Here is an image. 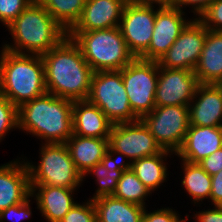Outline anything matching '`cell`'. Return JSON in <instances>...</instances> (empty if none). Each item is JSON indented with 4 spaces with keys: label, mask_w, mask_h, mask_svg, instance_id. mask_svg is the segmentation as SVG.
<instances>
[{
    "label": "cell",
    "mask_w": 222,
    "mask_h": 222,
    "mask_svg": "<svg viewBox=\"0 0 222 222\" xmlns=\"http://www.w3.org/2000/svg\"><path fill=\"white\" fill-rule=\"evenodd\" d=\"M65 144L76 169L83 176L92 166L101 162L107 153L109 140L72 134Z\"/></svg>",
    "instance_id": "23"
},
{
    "label": "cell",
    "mask_w": 222,
    "mask_h": 222,
    "mask_svg": "<svg viewBox=\"0 0 222 222\" xmlns=\"http://www.w3.org/2000/svg\"><path fill=\"white\" fill-rule=\"evenodd\" d=\"M173 154L175 155V153L163 149L160 153L153 156L134 160L131 164V170L145 187L151 193H154L158 191L160 186H163L164 182L168 181V167L170 166H167V157H174Z\"/></svg>",
    "instance_id": "24"
},
{
    "label": "cell",
    "mask_w": 222,
    "mask_h": 222,
    "mask_svg": "<svg viewBox=\"0 0 222 222\" xmlns=\"http://www.w3.org/2000/svg\"><path fill=\"white\" fill-rule=\"evenodd\" d=\"M156 19V6L125 4L119 29L129 51L139 58L149 47Z\"/></svg>",
    "instance_id": "11"
},
{
    "label": "cell",
    "mask_w": 222,
    "mask_h": 222,
    "mask_svg": "<svg viewBox=\"0 0 222 222\" xmlns=\"http://www.w3.org/2000/svg\"><path fill=\"white\" fill-rule=\"evenodd\" d=\"M47 93L71 101L87 100L93 69L68 36L42 56Z\"/></svg>",
    "instance_id": "1"
},
{
    "label": "cell",
    "mask_w": 222,
    "mask_h": 222,
    "mask_svg": "<svg viewBox=\"0 0 222 222\" xmlns=\"http://www.w3.org/2000/svg\"><path fill=\"white\" fill-rule=\"evenodd\" d=\"M39 162L24 157L30 185H49L69 189L82 187V175L75 167L65 143L40 144Z\"/></svg>",
    "instance_id": "6"
},
{
    "label": "cell",
    "mask_w": 222,
    "mask_h": 222,
    "mask_svg": "<svg viewBox=\"0 0 222 222\" xmlns=\"http://www.w3.org/2000/svg\"><path fill=\"white\" fill-rule=\"evenodd\" d=\"M151 211H148V208L145 207L143 222H188L189 220L188 213L183 218L178 211L169 207L157 208V210Z\"/></svg>",
    "instance_id": "32"
},
{
    "label": "cell",
    "mask_w": 222,
    "mask_h": 222,
    "mask_svg": "<svg viewBox=\"0 0 222 222\" xmlns=\"http://www.w3.org/2000/svg\"><path fill=\"white\" fill-rule=\"evenodd\" d=\"M194 73L199 84L219 85L222 82V32L207 30Z\"/></svg>",
    "instance_id": "22"
},
{
    "label": "cell",
    "mask_w": 222,
    "mask_h": 222,
    "mask_svg": "<svg viewBox=\"0 0 222 222\" xmlns=\"http://www.w3.org/2000/svg\"><path fill=\"white\" fill-rule=\"evenodd\" d=\"M73 101L46 93L18 108V129L41 144L66 143L73 134Z\"/></svg>",
    "instance_id": "2"
},
{
    "label": "cell",
    "mask_w": 222,
    "mask_h": 222,
    "mask_svg": "<svg viewBox=\"0 0 222 222\" xmlns=\"http://www.w3.org/2000/svg\"><path fill=\"white\" fill-rule=\"evenodd\" d=\"M34 0H0V23L8 27Z\"/></svg>",
    "instance_id": "31"
},
{
    "label": "cell",
    "mask_w": 222,
    "mask_h": 222,
    "mask_svg": "<svg viewBox=\"0 0 222 222\" xmlns=\"http://www.w3.org/2000/svg\"><path fill=\"white\" fill-rule=\"evenodd\" d=\"M0 50V93L19 108L47 93L40 55Z\"/></svg>",
    "instance_id": "4"
},
{
    "label": "cell",
    "mask_w": 222,
    "mask_h": 222,
    "mask_svg": "<svg viewBox=\"0 0 222 222\" xmlns=\"http://www.w3.org/2000/svg\"><path fill=\"white\" fill-rule=\"evenodd\" d=\"M198 20L208 30L222 32V0H213Z\"/></svg>",
    "instance_id": "33"
},
{
    "label": "cell",
    "mask_w": 222,
    "mask_h": 222,
    "mask_svg": "<svg viewBox=\"0 0 222 222\" xmlns=\"http://www.w3.org/2000/svg\"><path fill=\"white\" fill-rule=\"evenodd\" d=\"M120 71L131 110L140 119L155 108L158 62L134 58Z\"/></svg>",
    "instance_id": "8"
},
{
    "label": "cell",
    "mask_w": 222,
    "mask_h": 222,
    "mask_svg": "<svg viewBox=\"0 0 222 222\" xmlns=\"http://www.w3.org/2000/svg\"><path fill=\"white\" fill-rule=\"evenodd\" d=\"M131 164L132 162L123 153L109 146L101 162L92 166L82 176V182L86 180L87 176L93 175L91 177H95L94 181L97 184V188L89 200L113 195L123 171L131 169Z\"/></svg>",
    "instance_id": "16"
},
{
    "label": "cell",
    "mask_w": 222,
    "mask_h": 222,
    "mask_svg": "<svg viewBox=\"0 0 222 222\" xmlns=\"http://www.w3.org/2000/svg\"><path fill=\"white\" fill-rule=\"evenodd\" d=\"M97 222H143L144 206L111 196L93 200Z\"/></svg>",
    "instance_id": "25"
},
{
    "label": "cell",
    "mask_w": 222,
    "mask_h": 222,
    "mask_svg": "<svg viewBox=\"0 0 222 222\" xmlns=\"http://www.w3.org/2000/svg\"><path fill=\"white\" fill-rule=\"evenodd\" d=\"M210 176L222 170V147L198 163Z\"/></svg>",
    "instance_id": "37"
},
{
    "label": "cell",
    "mask_w": 222,
    "mask_h": 222,
    "mask_svg": "<svg viewBox=\"0 0 222 222\" xmlns=\"http://www.w3.org/2000/svg\"><path fill=\"white\" fill-rule=\"evenodd\" d=\"M140 120L164 150L176 152L181 148L189 128V107L169 105L155 107Z\"/></svg>",
    "instance_id": "9"
},
{
    "label": "cell",
    "mask_w": 222,
    "mask_h": 222,
    "mask_svg": "<svg viewBox=\"0 0 222 222\" xmlns=\"http://www.w3.org/2000/svg\"><path fill=\"white\" fill-rule=\"evenodd\" d=\"M189 107V124L204 127L222 126V88L199 84Z\"/></svg>",
    "instance_id": "17"
},
{
    "label": "cell",
    "mask_w": 222,
    "mask_h": 222,
    "mask_svg": "<svg viewBox=\"0 0 222 222\" xmlns=\"http://www.w3.org/2000/svg\"><path fill=\"white\" fill-rule=\"evenodd\" d=\"M186 16L185 12L173 6L156 7L152 40L148 49L139 58L158 62L193 19H187Z\"/></svg>",
    "instance_id": "14"
},
{
    "label": "cell",
    "mask_w": 222,
    "mask_h": 222,
    "mask_svg": "<svg viewBox=\"0 0 222 222\" xmlns=\"http://www.w3.org/2000/svg\"><path fill=\"white\" fill-rule=\"evenodd\" d=\"M126 0H85L82 15L69 31L119 27Z\"/></svg>",
    "instance_id": "18"
},
{
    "label": "cell",
    "mask_w": 222,
    "mask_h": 222,
    "mask_svg": "<svg viewBox=\"0 0 222 222\" xmlns=\"http://www.w3.org/2000/svg\"><path fill=\"white\" fill-rule=\"evenodd\" d=\"M213 208H204L200 211H195L193 215L189 216L190 220L193 219L195 222H222V206H211ZM194 217V218H193Z\"/></svg>",
    "instance_id": "36"
},
{
    "label": "cell",
    "mask_w": 222,
    "mask_h": 222,
    "mask_svg": "<svg viewBox=\"0 0 222 222\" xmlns=\"http://www.w3.org/2000/svg\"><path fill=\"white\" fill-rule=\"evenodd\" d=\"M152 194L145 185L137 178L135 173L129 169L123 171L118 180L116 191L113 196L126 202L147 207V197Z\"/></svg>",
    "instance_id": "28"
},
{
    "label": "cell",
    "mask_w": 222,
    "mask_h": 222,
    "mask_svg": "<svg viewBox=\"0 0 222 222\" xmlns=\"http://www.w3.org/2000/svg\"><path fill=\"white\" fill-rule=\"evenodd\" d=\"M31 196L41 216L47 222H60L77 201L74 194L78 189H69L49 185H30ZM74 197V198H73Z\"/></svg>",
    "instance_id": "20"
},
{
    "label": "cell",
    "mask_w": 222,
    "mask_h": 222,
    "mask_svg": "<svg viewBox=\"0 0 222 222\" xmlns=\"http://www.w3.org/2000/svg\"><path fill=\"white\" fill-rule=\"evenodd\" d=\"M73 134L83 137L109 138L113 123L99 107L88 100L73 101Z\"/></svg>",
    "instance_id": "21"
},
{
    "label": "cell",
    "mask_w": 222,
    "mask_h": 222,
    "mask_svg": "<svg viewBox=\"0 0 222 222\" xmlns=\"http://www.w3.org/2000/svg\"><path fill=\"white\" fill-rule=\"evenodd\" d=\"M68 32L82 15L85 0H36Z\"/></svg>",
    "instance_id": "27"
},
{
    "label": "cell",
    "mask_w": 222,
    "mask_h": 222,
    "mask_svg": "<svg viewBox=\"0 0 222 222\" xmlns=\"http://www.w3.org/2000/svg\"><path fill=\"white\" fill-rule=\"evenodd\" d=\"M199 82L194 71L159 67L155 107L189 106Z\"/></svg>",
    "instance_id": "13"
},
{
    "label": "cell",
    "mask_w": 222,
    "mask_h": 222,
    "mask_svg": "<svg viewBox=\"0 0 222 222\" xmlns=\"http://www.w3.org/2000/svg\"><path fill=\"white\" fill-rule=\"evenodd\" d=\"M88 65L97 71L121 70L135 57L129 51L119 27L92 31H68Z\"/></svg>",
    "instance_id": "5"
},
{
    "label": "cell",
    "mask_w": 222,
    "mask_h": 222,
    "mask_svg": "<svg viewBox=\"0 0 222 222\" xmlns=\"http://www.w3.org/2000/svg\"><path fill=\"white\" fill-rule=\"evenodd\" d=\"M30 195L29 169L24 157L0 165V212L24 202Z\"/></svg>",
    "instance_id": "15"
},
{
    "label": "cell",
    "mask_w": 222,
    "mask_h": 222,
    "mask_svg": "<svg viewBox=\"0 0 222 222\" xmlns=\"http://www.w3.org/2000/svg\"><path fill=\"white\" fill-rule=\"evenodd\" d=\"M181 187L184 189L194 206H201L203 201L210 199L211 176L198 164L181 160Z\"/></svg>",
    "instance_id": "26"
},
{
    "label": "cell",
    "mask_w": 222,
    "mask_h": 222,
    "mask_svg": "<svg viewBox=\"0 0 222 222\" xmlns=\"http://www.w3.org/2000/svg\"><path fill=\"white\" fill-rule=\"evenodd\" d=\"M6 28L13 41L3 42L0 48L18 54L42 56L68 36V32L36 0Z\"/></svg>",
    "instance_id": "3"
},
{
    "label": "cell",
    "mask_w": 222,
    "mask_h": 222,
    "mask_svg": "<svg viewBox=\"0 0 222 222\" xmlns=\"http://www.w3.org/2000/svg\"><path fill=\"white\" fill-rule=\"evenodd\" d=\"M33 200L30 195L24 202L19 204L12 205L5 210L0 212V222L5 220L13 221V222H21L24 219L28 220L32 217V208L31 201Z\"/></svg>",
    "instance_id": "34"
},
{
    "label": "cell",
    "mask_w": 222,
    "mask_h": 222,
    "mask_svg": "<svg viewBox=\"0 0 222 222\" xmlns=\"http://www.w3.org/2000/svg\"><path fill=\"white\" fill-rule=\"evenodd\" d=\"M87 100L113 123L135 122L120 70L94 72Z\"/></svg>",
    "instance_id": "7"
},
{
    "label": "cell",
    "mask_w": 222,
    "mask_h": 222,
    "mask_svg": "<svg viewBox=\"0 0 222 222\" xmlns=\"http://www.w3.org/2000/svg\"><path fill=\"white\" fill-rule=\"evenodd\" d=\"M108 140L112 149L123 153L131 162L163 150L140 119L113 124Z\"/></svg>",
    "instance_id": "12"
},
{
    "label": "cell",
    "mask_w": 222,
    "mask_h": 222,
    "mask_svg": "<svg viewBox=\"0 0 222 222\" xmlns=\"http://www.w3.org/2000/svg\"><path fill=\"white\" fill-rule=\"evenodd\" d=\"M60 222H97L93 200L75 203Z\"/></svg>",
    "instance_id": "30"
},
{
    "label": "cell",
    "mask_w": 222,
    "mask_h": 222,
    "mask_svg": "<svg viewBox=\"0 0 222 222\" xmlns=\"http://www.w3.org/2000/svg\"><path fill=\"white\" fill-rule=\"evenodd\" d=\"M13 129H18V108L0 93V142Z\"/></svg>",
    "instance_id": "29"
},
{
    "label": "cell",
    "mask_w": 222,
    "mask_h": 222,
    "mask_svg": "<svg viewBox=\"0 0 222 222\" xmlns=\"http://www.w3.org/2000/svg\"><path fill=\"white\" fill-rule=\"evenodd\" d=\"M222 147V126L189 125L181 148L176 152L180 160L199 163Z\"/></svg>",
    "instance_id": "19"
},
{
    "label": "cell",
    "mask_w": 222,
    "mask_h": 222,
    "mask_svg": "<svg viewBox=\"0 0 222 222\" xmlns=\"http://www.w3.org/2000/svg\"><path fill=\"white\" fill-rule=\"evenodd\" d=\"M211 206H222V170L211 176Z\"/></svg>",
    "instance_id": "38"
},
{
    "label": "cell",
    "mask_w": 222,
    "mask_h": 222,
    "mask_svg": "<svg viewBox=\"0 0 222 222\" xmlns=\"http://www.w3.org/2000/svg\"><path fill=\"white\" fill-rule=\"evenodd\" d=\"M213 0H173L172 6L180 9L185 12V8L189 9L193 15V19H199L200 16L206 11L208 6L212 3ZM187 6V7H186Z\"/></svg>",
    "instance_id": "35"
},
{
    "label": "cell",
    "mask_w": 222,
    "mask_h": 222,
    "mask_svg": "<svg viewBox=\"0 0 222 222\" xmlns=\"http://www.w3.org/2000/svg\"><path fill=\"white\" fill-rule=\"evenodd\" d=\"M139 5L156 6V7H171L173 0H132Z\"/></svg>",
    "instance_id": "39"
},
{
    "label": "cell",
    "mask_w": 222,
    "mask_h": 222,
    "mask_svg": "<svg viewBox=\"0 0 222 222\" xmlns=\"http://www.w3.org/2000/svg\"><path fill=\"white\" fill-rule=\"evenodd\" d=\"M207 30L198 19H192L160 58L159 67L194 71L203 50Z\"/></svg>",
    "instance_id": "10"
}]
</instances>
